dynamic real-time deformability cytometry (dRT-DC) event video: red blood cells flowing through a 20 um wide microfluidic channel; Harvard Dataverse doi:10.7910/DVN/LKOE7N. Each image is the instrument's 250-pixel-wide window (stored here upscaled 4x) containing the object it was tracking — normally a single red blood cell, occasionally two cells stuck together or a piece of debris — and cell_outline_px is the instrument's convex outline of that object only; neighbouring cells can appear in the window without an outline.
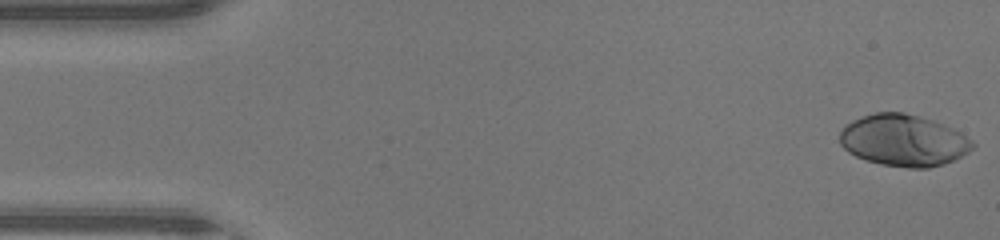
{"species": "human", "species_latin": "Homo sapiens", "temperature_condition": "warm", "stored_images_in_passage": 46, "camera_frame_rate_fps": 3000, "um_per_image_px": 0.085, "donor": {"sex": "male"}, "frame": {"image": 1, "passage_image": 1, "time_ms": 0.0, "image_size_px": [1000, 240], "cell_outline_px": [[976, 144], [968, 152], [944, 164], [928, 168], [908, 168], [880, 164], [856, 156], [848, 152], [840, 144], [840, 132], [852, 120], [876, 112], [904, 112], [920, 116], [932, 120], [952, 128], [960, 132], [972, 140]], "centroid_in_image_um": [76.81, 11.94], "position_along_channel_um": 8.2, "area_um2": 39.77}}
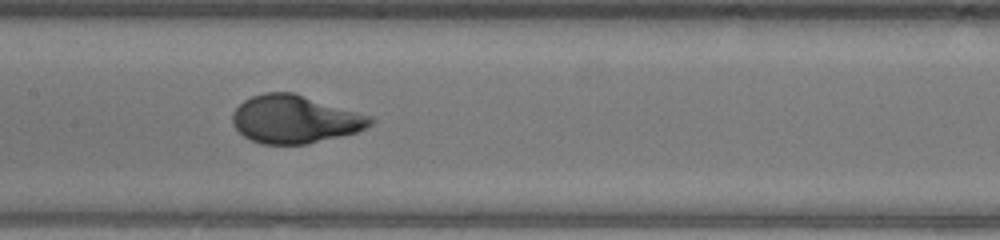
{"frame": {"image": 2, "passage_image": 22, "time_ms": 7.0, "image_size_px": [1000, 240], "cell_outline_px": [[376, 120], [368, 128], [356, 132], [340, 136], [304, 144], [260, 144], [244, 136], [232, 124], [232, 112], [244, 100], [252, 96], [264, 92], [292, 92], [372, 116]], "centroid_in_image_um": [25.07, 10.13], "position_along_channel_um": 182.3, "area_um2": 38.44}}
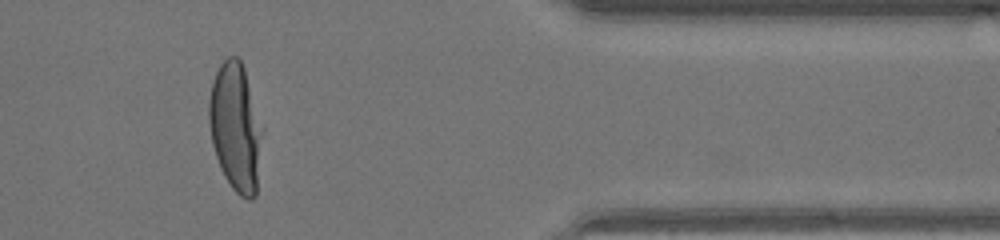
{"frame": {"image": 3, "passage_image": 38, "time_ms": 12.333, "image_size_px": [1000, 240], "cell_outline_px": [[264, 132], [256, 196], [252, 200], [248, 200], [240, 196], [232, 188], [224, 176], [220, 168], [212, 144], [208, 120], [208, 104], [212, 84], [216, 72], [220, 64], [228, 56], [236, 56], [240, 60], [244, 68], [264, 128]], "centroid_in_image_um": [20.05, 10.85], "position_along_channel_um": 391.3, "area_um2": 40.52}, "authors_computed_cell_mechanics": {"area_um2": 38.8705, "velocity_mm_per_s": 4.4573, "shape_relaxation_time_tau1_ms": 3.7425, "shape_relaxation_time_tau2_ms": null, "deformation_change_tau1": 0.2501, "deformation_change_tau2": null}}